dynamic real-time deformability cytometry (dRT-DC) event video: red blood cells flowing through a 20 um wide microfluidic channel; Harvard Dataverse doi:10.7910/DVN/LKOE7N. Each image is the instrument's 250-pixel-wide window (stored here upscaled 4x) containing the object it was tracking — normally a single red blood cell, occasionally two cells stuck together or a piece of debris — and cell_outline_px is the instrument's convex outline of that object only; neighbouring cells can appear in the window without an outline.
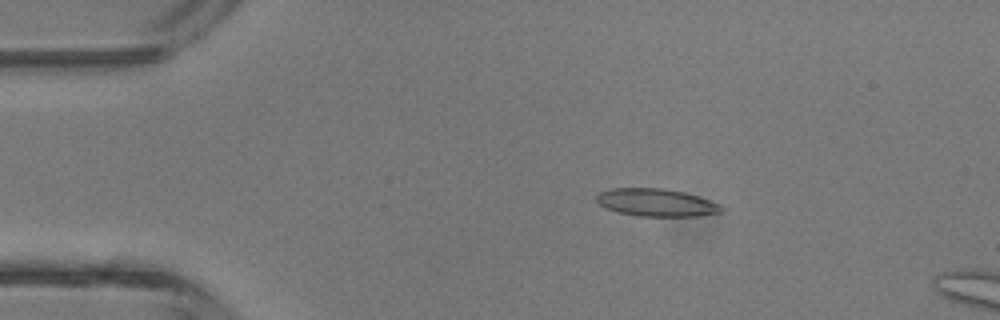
{"species": "common noctule bat (a hibernating species)", "species_latin": "Nyctalus noctula", "temperature_condition": "room temperature", "stored_images_in_passage": 10, "camera_frame_rate_fps": 3000, "um_per_image_px": 0.085, "animal": {"sex": "male", "body_mass_g": 13.3}, "frame": {"image": 1, "passage_image": 7, "time_ms": 2.0, "image_size_px": [1000, 320], "cell_outline_px": [[720, 212], [696, 216], [640, 216], [620, 212], [608, 208], [600, 204], [596, 200], [596, 196], [600, 192], [612, 188], [660, 188], [684, 192], [720, 204]], "centroid_in_image_um": [55.75, 17.21], "position_along_channel_um": 29.2, "area_um2": 19.65}}